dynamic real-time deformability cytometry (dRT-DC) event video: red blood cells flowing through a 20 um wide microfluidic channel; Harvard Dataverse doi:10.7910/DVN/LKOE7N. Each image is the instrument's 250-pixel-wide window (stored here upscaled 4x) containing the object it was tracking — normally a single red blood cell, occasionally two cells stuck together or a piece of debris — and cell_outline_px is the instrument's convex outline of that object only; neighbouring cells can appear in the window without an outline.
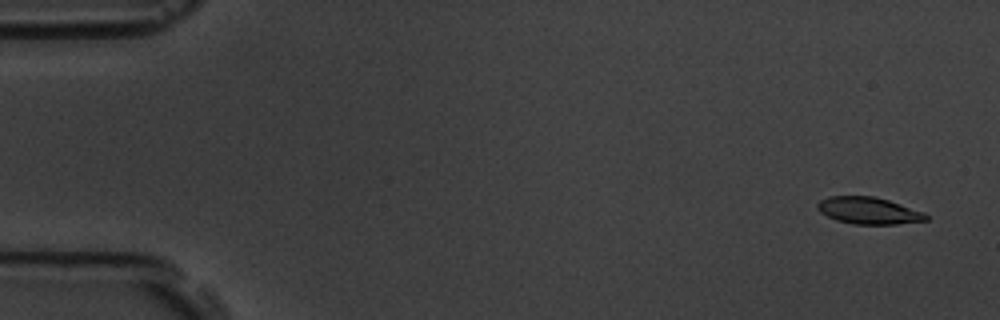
{"species": "common noctule bat (a hibernating species)", "species_latin": "Nyctalus noctula", "temperature_condition": "room temperature", "stored_images_in_passage": 4, "camera_frame_rate_fps": 3000, "um_per_image_px": 0.085, "animal": {"sex": "male", "body_mass_g": 19.5, "forearm_length_mm": 54.6}, "frame": {"image": 1, "passage_image": 1, "time_ms": 0.0, "image_size_px": [1000, 320], "cell_outline_px": [[928, 220], [896, 224], [852, 224], [836, 220], [820, 212], [816, 208], [816, 204], [820, 200], [828, 196], [872, 196], [888, 200], [924, 212], [928, 216]], "centroid_in_image_um": [73.8, 17.9], "position_along_channel_um": 11.2, "area_um2": 16.99}}
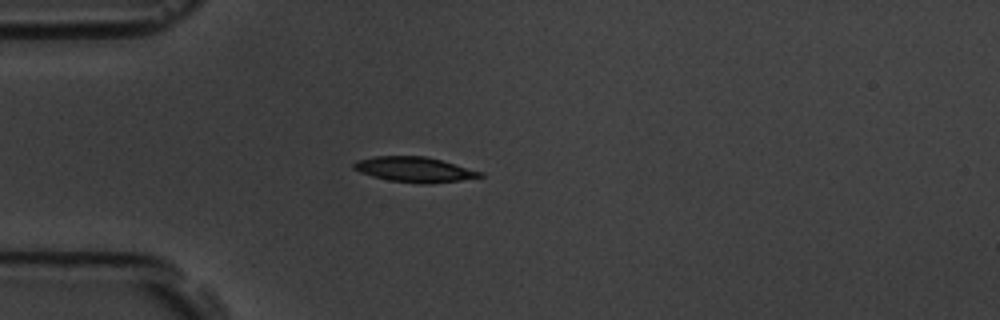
{"frame": {"image": 2, "passage_image": 4, "time_ms": 4.333, "image_size_px": [1000, 320], "cell_outline_px": [[484, 176], [460, 180], [428, 184], [420, 184], [388, 180], [372, 176], [360, 172], [352, 168], [352, 164], [356, 160], [372, 156], [424, 156], [440, 160], [484, 172]], "centroid_in_image_um": [35.19, 14.41], "position_along_channel_um": 49.8, "area_um2": 18.55}}